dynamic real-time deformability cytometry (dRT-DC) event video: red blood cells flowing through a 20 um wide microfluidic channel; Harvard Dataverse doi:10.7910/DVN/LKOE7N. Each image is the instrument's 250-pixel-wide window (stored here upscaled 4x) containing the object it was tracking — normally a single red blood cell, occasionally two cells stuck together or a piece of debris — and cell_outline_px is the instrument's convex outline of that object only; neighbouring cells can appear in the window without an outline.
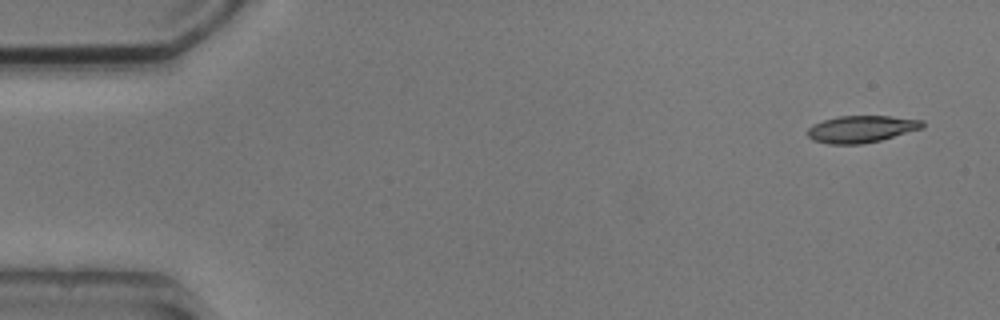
{"species": "common noctule bat (a hibernating species)", "species_latin": "Nyctalus noctula", "temperature_condition": "cold", "stored_images_in_passage": 3, "camera_frame_rate_fps": 3000, "um_per_image_px": 0.085, "animal": {"sex": "male", "body_mass_g": 20.5, "forearm_length_mm": 52.5}, "frame": {"image": 1, "passage_image": 1, "time_ms": 0.0, "image_size_px": [1000, 320], "cell_outline_px": [[924, 128], [880, 140], [860, 144], [828, 144], [812, 140], [808, 136], [808, 128], [812, 124], [824, 120], [840, 116], [888, 116], [924, 120]], "centroid_in_image_um": [73.22, 10.97], "position_along_channel_um": 11.8, "area_um2": 18.03}}